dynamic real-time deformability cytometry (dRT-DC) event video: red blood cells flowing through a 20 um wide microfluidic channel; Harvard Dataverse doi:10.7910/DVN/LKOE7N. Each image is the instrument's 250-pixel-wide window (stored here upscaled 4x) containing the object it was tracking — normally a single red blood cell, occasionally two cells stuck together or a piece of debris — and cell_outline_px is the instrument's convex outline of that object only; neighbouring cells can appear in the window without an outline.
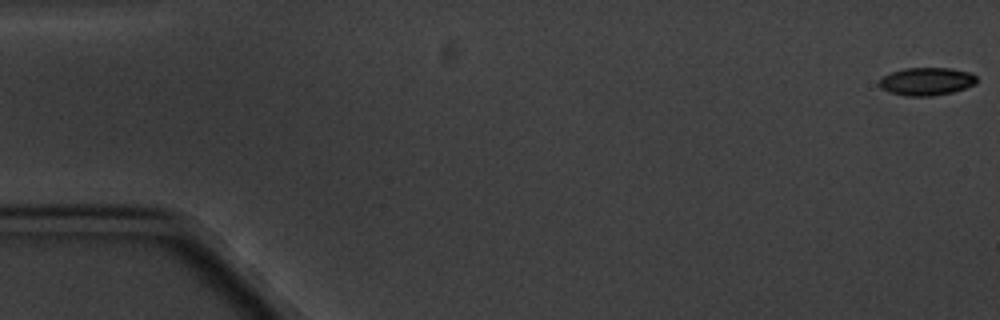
{"species": "common noctule bat (a hibernating species)", "species_latin": "Nyctalus noctula", "temperature_condition": "cold", "stored_images_in_passage": 6, "camera_frame_rate_fps": 3000, "um_per_image_px": 0.085, "animal": {"sex": "male", "body_mass_g": 20.1, "forearm_length_mm": 53.5}, "frame": {"image": 1, "passage_image": 1, "time_ms": 0.0, "image_size_px": [1000, 320], "cell_outline_px": [[976, 84], [952, 92], [932, 96], [904, 96], [888, 92], [880, 88], [880, 80], [884, 76], [892, 72], [904, 68], [952, 68], [968, 72], [976, 76]], "centroid_in_image_um": [78.75, 6.92], "position_along_channel_um": 6.3, "area_um2": 15.78}}
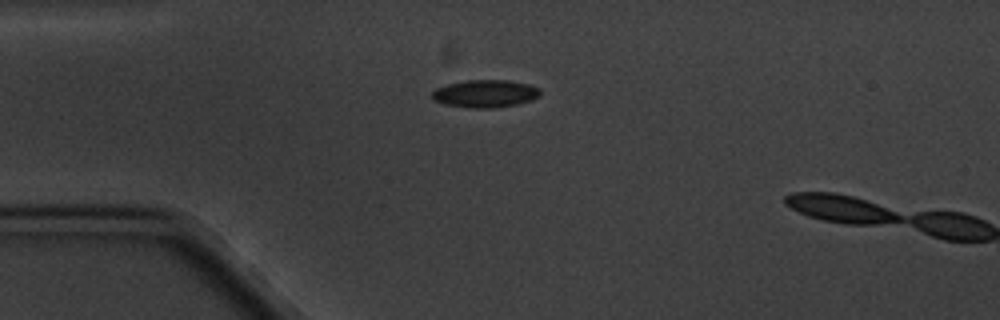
{"frame": {"image": 2, "passage_image": 5, "time_ms": 4.667, "image_size_px": [1000, 320], "cell_outline_px": [[540, 96], [532, 100], [516, 104], [492, 108], [472, 108], [444, 104], [432, 100], [432, 92], [436, 88], [448, 84], [464, 80], [508, 80], [528, 84], [540, 88]], "centroid_in_image_um": [41.24, 7.95], "position_along_channel_um": 43.8, "area_um2": 17.46}}